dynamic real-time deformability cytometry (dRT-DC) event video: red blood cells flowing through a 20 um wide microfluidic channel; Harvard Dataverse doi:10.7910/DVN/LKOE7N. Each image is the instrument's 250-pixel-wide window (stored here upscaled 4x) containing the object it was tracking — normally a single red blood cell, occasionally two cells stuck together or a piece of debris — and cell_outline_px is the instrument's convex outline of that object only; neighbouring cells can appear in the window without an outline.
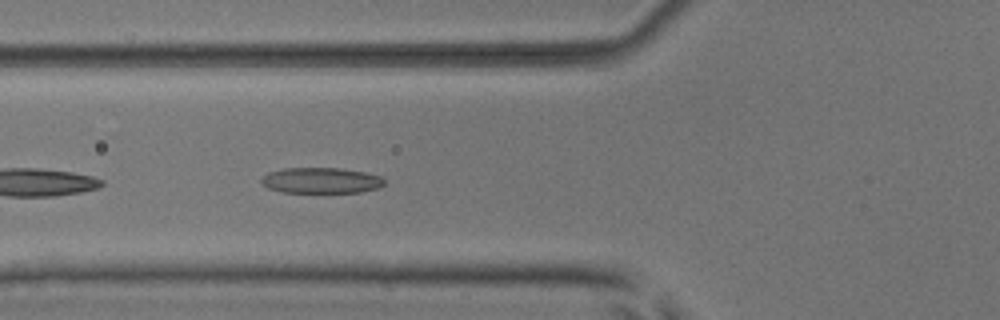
{"species": "common noctule bat (a hibernating species)", "species_latin": "Nyctalus noctula", "temperature_condition": "room temperature", "stored_images_in_passage": 6, "camera_frame_rate_fps": 3000, "um_per_image_px": 0.085, "animal": {"sex": "male", "body_mass_g": 17.9, "forearm_length_mm": 54.2}, "frame": {"image": 1, "passage_image": 6, "time_ms": 1.667, "image_size_px": [1000, 320], "cell_outline_px": [[384, 184], [380, 188], [360, 192], [280, 192], [268, 188], [260, 184], [260, 180], [268, 172], [284, 168], [340, 168], [364, 172], [380, 176], [384, 180]], "centroid_in_image_um": [27.27, 15.34], "position_along_channel_um": 98.5, "area_um2": 18.5}}